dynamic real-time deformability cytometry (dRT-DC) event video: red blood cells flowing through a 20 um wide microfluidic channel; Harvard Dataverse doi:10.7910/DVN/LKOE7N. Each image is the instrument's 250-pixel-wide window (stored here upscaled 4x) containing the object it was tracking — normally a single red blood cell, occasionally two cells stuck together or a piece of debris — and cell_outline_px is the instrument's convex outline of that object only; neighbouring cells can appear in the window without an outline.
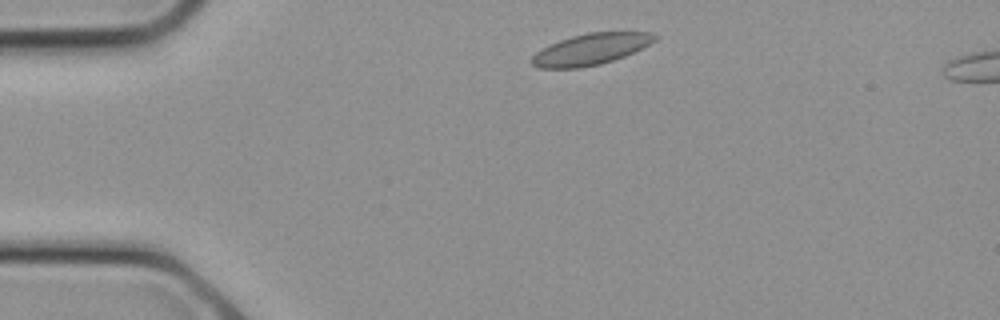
{"species": "common noctule bat (a hibernating species)", "species_latin": "Nyctalus noctula", "temperature_condition": "cold", "stored_images_in_passage": 15, "camera_frame_rate_fps": 3000, "um_per_image_px": 0.085, "animal": {"sex": "female", "body_mass_g": 21.9}, "frame": {"image": 1, "passage_image": 1, "time_ms": 0.0, "image_size_px": [1000, 320], "cell_outline_px": [[660, 36], [656, 40], [624, 56], [600, 64], [580, 68], [540, 68], [532, 64], [528, 60], [536, 52], [560, 40], [572, 36], [588, 32], [652, 32]], "centroid_in_image_um": [50.21, 4.18], "position_along_channel_um": 34.8, "area_um2": 22.2}}
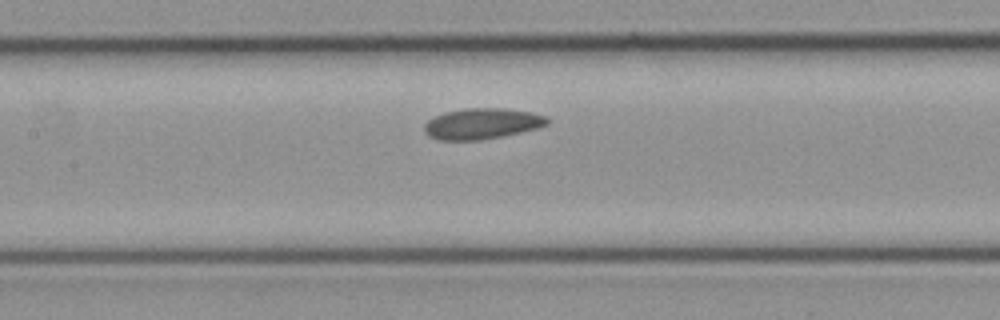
{"frame": {"image": 2, "passage_image": 8, "time_ms": 2.333, "image_size_px": [1000, 320], "cell_outline_px": [[548, 124], [536, 128], [520, 132], [480, 140], [440, 140], [428, 136], [424, 132], [424, 124], [428, 120], [444, 112], [464, 108], [504, 108], [532, 112], [548, 116]], "centroid_in_image_um": [40.95, 10.5], "position_along_channel_um": 166.4, "area_um2": 22.08}}
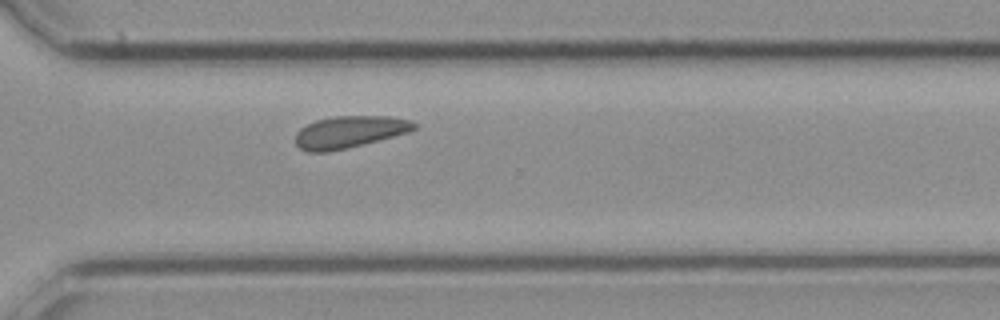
{"frame": {"image": 3, "passage_image": 15, "time_ms": 4.667, "image_size_px": [1000, 320], "cell_outline_px": [[416, 128], [408, 132], [348, 148], [328, 152], [308, 152], [300, 148], [296, 144], [296, 132], [300, 128], [316, 120], [336, 116], [392, 116], [412, 120], [416, 124]], "centroid_in_image_um": [29.7, 11.21], "position_along_channel_um": 340.9, "area_um2": 22.08}}